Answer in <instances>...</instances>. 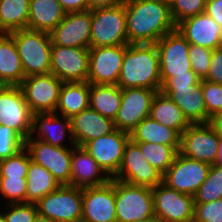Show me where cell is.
<instances>
[{
  "label": "cell",
  "mask_w": 222,
  "mask_h": 222,
  "mask_svg": "<svg viewBox=\"0 0 222 222\" xmlns=\"http://www.w3.org/2000/svg\"><path fill=\"white\" fill-rule=\"evenodd\" d=\"M129 44H155L176 29L170 7L161 0H126Z\"/></svg>",
  "instance_id": "obj_1"
},
{
  "label": "cell",
  "mask_w": 222,
  "mask_h": 222,
  "mask_svg": "<svg viewBox=\"0 0 222 222\" xmlns=\"http://www.w3.org/2000/svg\"><path fill=\"white\" fill-rule=\"evenodd\" d=\"M121 88L161 91L159 53L156 44H128L118 78Z\"/></svg>",
  "instance_id": "obj_2"
},
{
  "label": "cell",
  "mask_w": 222,
  "mask_h": 222,
  "mask_svg": "<svg viewBox=\"0 0 222 222\" xmlns=\"http://www.w3.org/2000/svg\"><path fill=\"white\" fill-rule=\"evenodd\" d=\"M9 34L15 42L25 77L50 73L52 42L48 32L26 28Z\"/></svg>",
  "instance_id": "obj_3"
},
{
  "label": "cell",
  "mask_w": 222,
  "mask_h": 222,
  "mask_svg": "<svg viewBox=\"0 0 222 222\" xmlns=\"http://www.w3.org/2000/svg\"><path fill=\"white\" fill-rule=\"evenodd\" d=\"M117 222H146L154 218L152 188L115 179Z\"/></svg>",
  "instance_id": "obj_4"
},
{
  "label": "cell",
  "mask_w": 222,
  "mask_h": 222,
  "mask_svg": "<svg viewBox=\"0 0 222 222\" xmlns=\"http://www.w3.org/2000/svg\"><path fill=\"white\" fill-rule=\"evenodd\" d=\"M128 44L125 4L92 10L90 47Z\"/></svg>",
  "instance_id": "obj_5"
},
{
  "label": "cell",
  "mask_w": 222,
  "mask_h": 222,
  "mask_svg": "<svg viewBox=\"0 0 222 222\" xmlns=\"http://www.w3.org/2000/svg\"><path fill=\"white\" fill-rule=\"evenodd\" d=\"M82 199V188L60 185L36 203L37 211L53 222H81Z\"/></svg>",
  "instance_id": "obj_6"
},
{
  "label": "cell",
  "mask_w": 222,
  "mask_h": 222,
  "mask_svg": "<svg viewBox=\"0 0 222 222\" xmlns=\"http://www.w3.org/2000/svg\"><path fill=\"white\" fill-rule=\"evenodd\" d=\"M32 162L47 169L60 185H70L73 147H55L39 139L24 142Z\"/></svg>",
  "instance_id": "obj_7"
},
{
  "label": "cell",
  "mask_w": 222,
  "mask_h": 222,
  "mask_svg": "<svg viewBox=\"0 0 222 222\" xmlns=\"http://www.w3.org/2000/svg\"><path fill=\"white\" fill-rule=\"evenodd\" d=\"M155 44L159 53L162 86L173 76L193 71L189 59L190 43L177 29L165 34Z\"/></svg>",
  "instance_id": "obj_8"
},
{
  "label": "cell",
  "mask_w": 222,
  "mask_h": 222,
  "mask_svg": "<svg viewBox=\"0 0 222 222\" xmlns=\"http://www.w3.org/2000/svg\"><path fill=\"white\" fill-rule=\"evenodd\" d=\"M64 82L53 73L31 75L19 85L31 112L55 113Z\"/></svg>",
  "instance_id": "obj_9"
},
{
  "label": "cell",
  "mask_w": 222,
  "mask_h": 222,
  "mask_svg": "<svg viewBox=\"0 0 222 222\" xmlns=\"http://www.w3.org/2000/svg\"><path fill=\"white\" fill-rule=\"evenodd\" d=\"M157 92L149 88H121V104L114 119L116 129L130 134L141 121L149 117Z\"/></svg>",
  "instance_id": "obj_10"
},
{
  "label": "cell",
  "mask_w": 222,
  "mask_h": 222,
  "mask_svg": "<svg viewBox=\"0 0 222 222\" xmlns=\"http://www.w3.org/2000/svg\"><path fill=\"white\" fill-rule=\"evenodd\" d=\"M154 217L162 222H193L194 196L177 192L163 182L152 188Z\"/></svg>",
  "instance_id": "obj_11"
},
{
  "label": "cell",
  "mask_w": 222,
  "mask_h": 222,
  "mask_svg": "<svg viewBox=\"0 0 222 222\" xmlns=\"http://www.w3.org/2000/svg\"><path fill=\"white\" fill-rule=\"evenodd\" d=\"M210 166L178 152L173 164L163 174V183L177 192L194 196L208 177Z\"/></svg>",
  "instance_id": "obj_12"
},
{
  "label": "cell",
  "mask_w": 222,
  "mask_h": 222,
  "mask_svg": "<svg viewBox=\"0 0 222 222\" xmlns=\"http://www.w3.org/2000/svg\"><path fill=\"white\" fill-rule=\"evenodd\" d=\"M114 179L132 185L154 188L163 182V174L150 165L139 145L130 138L125 146L118 174Z\"/></svg>",
  "instance_id": "obj_13"
},
{
  "label": "cell",
  "mask_w": 222,
  "mask_h": 222,
  "mask_svg": "<svg viewBox=\"0 0 222 222\" xmlns=\"http://www.w3.org/2000/svg\"><path fill=\"white\" fill-rule=\"evenodd\" d=\"M129 139V133L116 129L112 133L86 142L82 148L90 154L110 178H114L118 174L124 149Z\"/></svg>",
  "instance_id": "obj_14"
},
{
  "label": "cell",
  "mask_w": 222,
  "mask_h": 222,
  "mask_svg": "<svg viewBox=\"0 0 222 222\" xmlns=\"http://www.w3.org/2000/svg\"><path fill=\"white\" fill-rule=\"evenodd\" d=\"M31 112L20 86L6 85L0 92V125L14 129L24 140L32 131Z\"/></svg>",
  "instance_id": "obj_15"
},
{
  "label": "cell",
  "mask_w": 222,
  "mask_h": 222,
  "mask_svg": "<svg viewBox=\"0 0 222 222\" xmlns=\"http://www.w3.org/2000/svg\"><path fill=\"white\" fill-rule=\"evenodd\" d=\"M220 136L208 123L191 124L180 139L179 153L185 157L215 164Z\"/></svg>",
  "instance_id": "obj_16"
},
{
  "label": "cell",
  "mask_w": 222,
  "mask_h": 222,
  "mask_svg": "<svg viewBox=\"0 0 222 222\" xmlns=\"http://www.w3.org/2000/svg\"><path fill=\"white\" fill-rule=\"evenodd\" d=\"M50 73L63 82H87L89 48L52 45Z\"/></svg>",
  "instance_id": "obj_17"
},
{
  "label": "cell",
  "mask_w": 222,
  "mask_h": 222,
  "mask_svg": "<svg viewBox=\"0 0 222 222\" xmlns=\"http://www.w3.org/2000/svg\"><path fill=\"white\" fill-rule=\"evenodd\" d=\"M127 45L90 47V84L117 85Z\"/></svg>",
  "instance_id": "obj_18"
},
{
  "label": "cell",
  "mask_w": 222,
  "mask_h": 222,
  "mask_svg": "<svg viewBox=\"0 0 222 222\" xmlns=\"http://www.w3.org/2000/svg\"><path fill=\"white\" fill-rule=\"evenodd\" d=\"M81 222H117L115 179L101 186L83 188Z\"/></svg>",
  "instance_id": "obj_19"
},
{
  "label": "cell",
  "mask_w": 222,
  "mask_h": 222,
  "mask_svg": "<svg viewBox=\"0 0 222 222\" xmlns=\"http://www.w3.org/2000/svg\"><path fill=\"white\" fill-rule=\"evenodd\" d=\"M92 10L66 13L49 33L52 45L90 48Z\"/></svg>",
  "instance_id": "obj_20"
},
{
  "label": "cell",
  "mask_w": 222,
  "mask_h": 222,
  "mask_svg": "<svg viewBox=\"0 0 222 222\" xmlns=\"http://www.w3.org/2000/svg\"><path fill=\"white\" fill-rule=\"evenodd\" d=\"M176 29L192 45L212 50L222 46V27L205 12L184 19Z\"/></svg>",
  "instance_id": "obj_21"
},
{
  "label": "cell",
  "mask_w": 222,
  "mask_h": 222,
  "mask_svg": "<svg viewBox=\"0 0 222 222\" xmlns=\"http://www.w3.org/2000/svg\"><path fill=\"white\" fill-rule=\"evenodd\" d=\"M66 137L69 140L68 144H64L67 141ZM29 138L42 140L55 147L76 146L72 136L70 118L56 113L33 114L32 131Z\"/></svg>",
  "instance_id": "obj_22"
},
{
  "label": "cell",
  "mask_w": 222,
  "mask_h": 222,
  "mask_svg": "<svg viewBox=\"0 0 222 222\" xmlns=\"http://www.w3.org/2000/svg\"><path fill=\"white\" fill-rule=\"evenodd\" d=\"M72 136L76 146L82 147L94 140L116 130L114 120L104 117L90 107L70 118Z\"/></svg>",
  "instance_id": "obj_23"
},
{
  "label": "cell",
  "mask_w": 222,
  "mask_h": 222,
  "mask_svg": "<svg viewBox=\"0 0 222 222\" xmlns=\"http://www.w3.org/2000/svg\"><path fill=\"white\" fill-rule=\"evenodd\" d=\"M110 180L111 178L87 151L80 146L73 147L70 186L82 189L97 187L108 183Z\"/></svg>",
  "instance_id": "obj_24"
},
{
  "label": "cell",
  "mask_w": 222,
  "mask_h": 222,
  "mask_svg": "<svg viewBox=\"0 0 222 222\" xmlns=\"http://www.w3.org/2000/svg\"><path fill=\"white\" fill-rule=\"evenodd\" d=\"M161 91L181 109L191 124L207 123L202 80L198 86L190 88H161Z\"/></svg>",
  "instance_id": "obj_25"
},
{
  "label": "cell",
  "mask_w": 222,
  "mask_h": 222,
  "mask_svg": "<svg viewBox=\"0 0 222 222\" xmlns=\"http://www.w3.org/2000/svg\"><path fill=\"white\" fill-rule=\"evenodd\" d=\"M65 15L58 0H30L27 28L50 33Z\"/></svg>",
  "instance_id": "obj_26"
},
{
  "label": "cell",
  "mask_w": 222,
  "mask_h": 222,
  "mask_svg": "<svg viewBox=\"0 0 222 222\" xmlns=\"http://www.w3.org/2000/svg\"><path fill=\"white\" fill-rule=\"evenodd\" d=\"M25 73L13 37L0 33V81L8 86H19Z\"/></svg>",
  "instance_id": "obj_27"
},
{
  "label": "cell",
  "mask_w": 222,
  "mask_h": 222,
  "mask_svg": "<svg viewBox=\"0 0 222 222\" xmlns=\"http://www.w3.org/2000/svg\"><path fill=\"white\" fill-rule=\"evenodd\" d=\"M90 83L64 82L59 93L55 113L71 118L89 108Z\"/></svg>",
  "instance_id": "obj_28"
},
{
  "label": "cell",
  "mask_w": 222,
  "mask_h": 222,
  "mask_svg": "<svg viewBox=\"0 0 222 222\" xmlns=\"http://www.w3.org/2000/svg\"><path fill=\"white\" fill-rule=\"evenodd\" d=\"M149 117L164 126L175 129L180 135L191 125L181 109L162 91L156 93Z\"/></svg>",
  "instance_id": "obj_29"
},
{
  "label": "cell",
  "mask_w": 222,
  "mask_h": 222,
  "mask_svg": "<svg viewBox=\"0 0 222 222\" xmlns=\"http://www.w3.org/2000/svg\"><path fill=\"white\" fill-rule=\"evenodd\" d=\"M130 138L134 142L180 146L181 135L175 129L164 126L151 117H147L130 133Z\"/></svg>",
  "instance_id": "obj_30"
},
{
  "label": "cell",
  "mask_w": 222,
  "mask_h": 222,
  "mask_svg": "<svg viewBox=\"0 0 222 222\" xmlns=\"http://www.w3.org/2000/svg\"><path fill=\"white\" fill-rule=\"evenodd\" d=\"M121 104L118 85L90 84L89 107L104 117L115 119Z\"/></svg>",
  "instance_id": "obj_31"
},
{
  "label": "cell",
  "mask_w": 222,
  "mask_h": 222,
  "mask_svg": "<svg viewBox=\"0 0 222 222\" xmlns=\"http://www.w3.org/2000/svg\"><path fill=\"white\" fill-rule=\"evenodd\" d=\"M60 184L52 174L32 161L28 168L26 203H37L50 192L55 191Z\"/></svg>",
  "instance_id": "obj_32"
},
{
  "label": "cell",
  "mask_w": 222,
  "mask_h": 222,
  "mask_svg": "<svg viewBox=\"0 0 222 222\" xmlns=\"http://www.w3.org/2000/svg\"><path fill=\"white\" fill-rule=\"evenodd\" d=\"M30 0H0V33L26 29Z\"/></svg>",
  "instance_id": "obj_33"
},
{
  "label": "cell",
  "mask_w": 222,
  "mask_h": 222,
  "mask_svg": "<svg viewBox=\"0 0 222 222\" xmlns=\"http://www.w3.org/2000/svg\"><path fill=\"white\" fill-rule=\"evenodd\" d=\"M147 161L159 172L164 174L173 164L179 152L180 146H169L164 144L136 142Z\"/></svg>",
  "instance_id": "obj_34"
},
{
  "label": "cell",
  "mask_w": 222,
  "mask_h": 222,
  "mask_svg": "<svg viewBox=\"0 0 222 222\" xmlns=\"http://www.w3.org/2000/svg\"><path fill=\"white\" fill-rule=\"evenodd\" d=\"M222 198V167L211 165L208 177L194 195V203L213 202Z\"/></svg>",
  "instance_id": "obj_35"
},
{
  "label": "cell",
  "mask_w": 222,
  "mask_h": 222,
  "mask_svg": "<svg viewBox=\"0 0 222 222\" xmlns=\"http://www.w3.org/2000/svg\"><path fill=\"white\" fill-rule=\"evenodd\" d=\"M30 156L23 148L17 154L0 161V178H27Z\"/></svg>",
  "instance_id": "obj_36"
},
{
  "label": "cell",
  "mask_w": 222,
  "mask_h": 222,
  "mask_svg": "<svg viewBox=\"0 0 222 222\" xmlns=\"http://www.w3.org/2000/svg\"><path fill=\"white\" fill-rule=\"evenodd\" d=\"M27 178H0V195L7 204L26 203Z\"/></svg>",
  "instance_id": "obj_37"
},
{
  "label": "cell",
  "mask_w": 222,
  "mask_h": 222,
  "mask_svg": "<svg viewBox=\"0 0 222 222\" xmlns=\"http://www.w3.org/2000/svg\"><path fill=\"white\" fill-rule=\"evenodd\" d=\"M24 142L14 129L0 125V161L17 154L24 148Z\"/></svg>",
  "instance_id": "obj_38"
},
{
  "label": "cell",
  "mask_w": 222,
  "mask_h": 222,
  "mask_svg": "<svg viewBox=\"0 0 222 222\" xmlns=\"http://www.w3.org/2000/svg\"><path fill=\"white\" fill-rule=\"evenodd\" d=\"M206 0H176L170 7V13L175 25L205 11Z\"/></svg>",
  "instance_id": "obj_39"
},
{
  "label": "cell",
  "mask_w": 222,
  "mask_h": 222,
  "mask_svg": "<svg viewBox=\"0 0 222 222\" xmlns=\"http://www.w3.org/2000/svg\"><path fill=\"white\" fill-rule=\"evenodd\" d=\"M212 53L213 50L207 47L192 44L189 46V59L192 70L201 80L205 79L208 74Z\"/></svg>",
  "instance_id": "obj_40"
},
{
  "label": "cell",
  "mask_w": 222,
  "mask_h": 222,
  "mask_svg": "<svg viewBox=\"0 0 222 222\" xmlns=\"http://www.w3.org/2000/svg\"><path fill=\"white\" fill-rule=\"evenodd\" d=\"M202 92L207 109V123L212 115L222 111V85L202 80Z\"/></svg>",
  "instance_id": "obj_41"
},
{
  "label": "cell",
  "mask_w": 222,
  "mask_h": 222,
  "mask_svg": "<svg viewBox=\"0 0 222 222\" xmlns=\"http://www.w3.org/2000/svg\"><path fill=\"white\" fill-rule=\"evenodd\" d=\"M6 209H4L5 212L0 213L7 222H33L38 214L35 203L7 204Z\"/></svg>",
  "instance_id": "obj_42"
},
{
  "label": "cell",
  "mask_w": 222,
  "mask_h": 222,
  "mask_svg": "<svg viewBox=\"0 0 222 222\" xmlns=\"http://www.w3.org/2000/svg\"><path fill=\"white\" fill-rule=\"evenodd\" d=\"M193 222H222V198L213 202L195 203Z\"/></svg>",
  "instance_id": "obj_43"
},
{
  "label": "cell",
  "mask_w": 222,
  "mask_h": 222,
  "mask_svg": "<svg viewBox=\"0 0 222 222\" xmlns=\"http://www.w3.org/2000/svg\"><path fill=\"white\" fill-rule=\"evenodd\" d=\"M201 79L194 71H188V74H181L171 77L162 88H190L198 86Z\"/></svg>",
  "instance_id": "obj_44"
},
{
  "label": "cell",
  "mask_w": 222,
  "mask_h": 222,
  "mask_svg": "<svg viewBox=\"0 0 222 222\" xmlns=\"http://www.w3.org/2000/svg\"><path fill=\"white\" fill-rule=\"evenodd\" d=\"M204 80L222 85V46L213 50L210 68Z\"/></svg>",
  "instance_id": "obj_45"
},
{
  "label": "cell",
  "mask_w": 222,
  "mask_h": 222,
  "mask_svg": "<svg viewBox=\"0 0 222 222\" xmlns=\"http://www.w3.org/2000/svg\"><path fill=\"white\" fill-rule=\"evenodd\" d=\"M204 12L222 27V0H206Z\"/></svg>",
  "instance_id": "obj_46"
},
{
  "label": "cell",
  "mask_w": 222,
  "mask_h": 222,
  "mask_svg": "<svg viewBox=\"0 0 222 222\" xmlns=\"http://www.w3.org/2000/svg\"><path fill=\"white\" fill-rule=\"evenodd\" d=\"M66 13L88 10L87 0H58Z\"/></svg>",
  "instance_id": "obj_47"
},
{
  "label": "cell",
  "mask_w": 222,
  "mask_h": 222,
  "mask_svg": "<svg viewBox=\"0 0 222 222\" xmlns=\"http://www.w3.org/2000/svg\"><path fill=\"white\" fill-rule=\"evenodd\" d=\"M88 10H94L97 8L113 7L120 4H124L126 0H87Z\"/></svg>",
  "instance_id": "obj_48"
},
{
  "label": "cell",
  "mask_w": 222,
  "mask_h": 222,
  "mask_svg": "<svg viewBox=\"0 0 222 222\" xmlns=\"http://www.w3.org/2000/svg\"><path fill=\"white\" fill-rule=\"evenodd\" d=\"M208 124L220 137H222V111L212 115L209 119Z\"/></svg>",
  "instance_id": "obj_49"
},
{
  "label": "cell",
  "mask_w": 222,
  "mask_h": 222,
  "mask_svg": "<svg viewBox=\"0 0 222 222\" xmlns=\"http://www.w3.org/2000/svg\"><path fill=\"white\" fill-rule=\"evenodd\" d=\"M215 165L222 167V137H220L219 148H218Z\"/></svg>",
  "instance_id": "obj_50"
},
{
  "label": "cell",
  "mask_w": 222,
  "mask_h": 222,
  "mask_svg": "<svg viewBox=\"0 0 222 222\" xmlns=\"http://www.w3.org/2000/svg\"><path fill=\"white\" fill-rule=\"evenodd\" d=\"M33 222H53V221H51L47 217L37 214Z\"/></svg>",
  "instance_id": "obj_51"
},
{
  "label": "cell",
  "mask_w": 222,
  "mask_h": 222,
  "mask_svg": "<svg viewBox=\"0 0 222 222\" xmlns=\"http://www.w3.org/2000/svg\"><path fill=\"white\" fill-rule=\"evenodd\" d=\"M164 4H167L169 7L173 5L176 0H161Z\"/></svg>",
  "instance_id": "obj_52"
},
{
  "label": "cell",
  "mask_w": 222,
  "mask_h": 222,
  "mask_svg": "<svg viewBox=\"0 0 222 222\" xmlns=\"http://www.w3.org/2000/svg\"><path fill=\"white\" fill-rule=\"evenodd\" d=\"M146 222H162V221L160 219L154 217L150 220H147Z\"/></svg>",
  "instance_id": "obj_53"
},
{
  "label": "cell",
  "mask_w": 222,
  "mask_h": 222,
  "mask_svg": "<svg viewBox=\"0 0 222 222\" xmlns=\"http://www.w3.org/2000/svg\"><path fill=\"white\" fill-rule=\"evenodd\" d=\"M0 222H7L5 217L0 213Z\"/></svg>",
  "instance_id": "obj_54"
},
{
  "label": "cell",
  "mask_w": 222,
  "mask_h": 222,
  "mask_svg": "<svg viewBox=\"0 0 222 222\" xmlns=\"http://www.w3.org/2000/svg\"><path fill=\"white\" fill-rule=\"evenodd\" d=\"M6 85L2 82V81H0V92H1V90L5 87Z\"/></svg>",
  "instance_id": "obj_55"
}]
</instances>
